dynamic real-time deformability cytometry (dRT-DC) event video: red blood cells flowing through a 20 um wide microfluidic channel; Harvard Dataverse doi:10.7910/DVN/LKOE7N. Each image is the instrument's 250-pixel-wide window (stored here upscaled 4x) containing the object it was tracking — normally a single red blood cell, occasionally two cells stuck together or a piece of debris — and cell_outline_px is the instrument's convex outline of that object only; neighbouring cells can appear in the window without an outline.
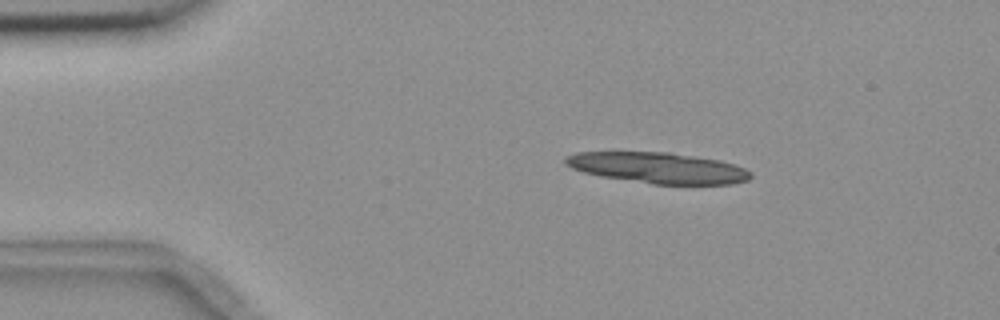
{"species": "common noctule bat (a hibernating species)", "species_latin": "Nyctalus noctula", "temperature_condition": "room temperature", "stored_images_in_passage": 4, "camera_frame_rate_fps": 3000, "um_per_image_px": 0.085, "animal": {"sex": "female", "body_mass_g": 18.4}, "frame": {"image": 1, "passage_image": 2, "time_ms": 1.333, "image_size_px": [1000, 320], "cell_outline_px": [[752, 176], [748, 180], [732, 184], [652, 184], [604, 176], [584, 172], [572, 168], [564, 160], [568, 156], [576, 152], [668, 152], [720, 160], [744, 168], [752, 172]], "centroid_in_image_um": [55.98, 14.26], "position_along_channel_um": 29.0, "area_um2": 32.95}}
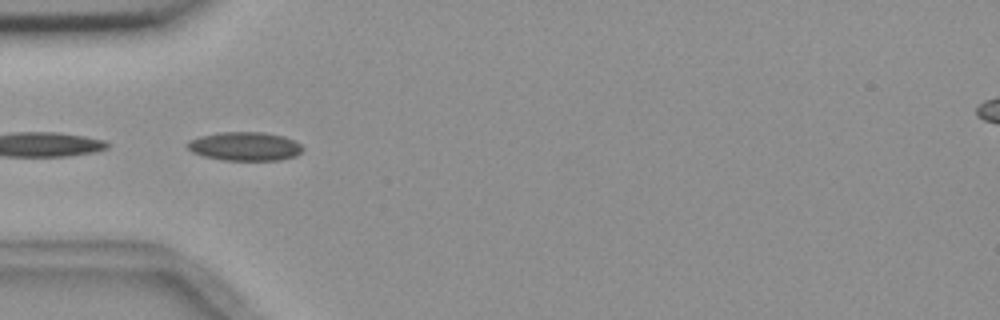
{"frame": {"image": 2, "passage_image": 4, "time_ms": 4.0, "image_size_px": [1000, 320], "cell_outline_px": [[304, 148], [296, 156], [280, 160], [224, 160], [204, 156], [192, 152], [184, 144], [188, 140], [200, 136], [216, 132], [264, 132], [284, 136], [300, 144]], "centroid_in_image_um": [20.78, 12.43], "position_along_channel_um": 64.2, "area_um2": 19.42}}